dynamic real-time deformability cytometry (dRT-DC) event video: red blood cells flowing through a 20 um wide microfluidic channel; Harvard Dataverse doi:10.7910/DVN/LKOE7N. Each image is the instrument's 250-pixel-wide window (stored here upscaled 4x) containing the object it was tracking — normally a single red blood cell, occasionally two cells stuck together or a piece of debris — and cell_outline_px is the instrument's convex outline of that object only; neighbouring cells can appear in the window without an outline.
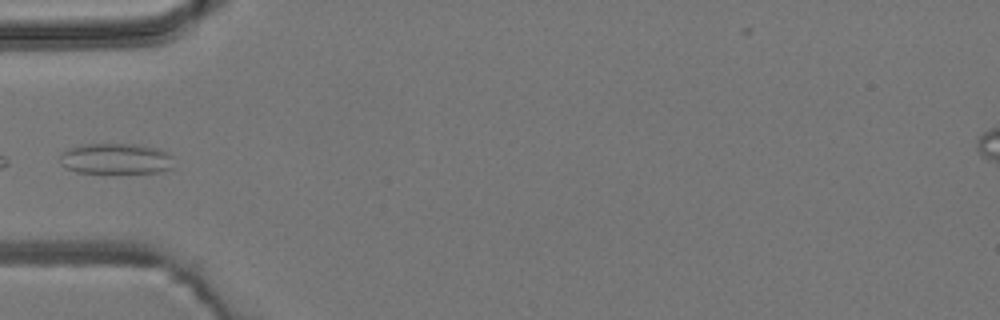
{"species": "common noctule bat (a hibernating species)", "species_latin": "Nyctalus noctula", "temperature_condition": "room temperature", "stored_images_in_passage": 5, "camera_frame_rate_fps": 3000, "um_per_image_px": 0.085, "animal": {"sex": "male", "body_mass_g": 19.2, "forearm_length_mm": 51.8}, "frame": {"image": 1, "passage_image": 5, "time_ms": 4.333, "image_size_px": [1000, 320], "cell_outline_px": [[172, 168], [160, 172], [76, 172], [64, 168], [60, 164], [60, 152], [68, 148], [80, 144], [140, 144], [160, 148], [172, 156]], "centroid_in_image_um": [9.81, 13.47], "position_along_channel_um": 75.2, "area_um2": 20.63}}